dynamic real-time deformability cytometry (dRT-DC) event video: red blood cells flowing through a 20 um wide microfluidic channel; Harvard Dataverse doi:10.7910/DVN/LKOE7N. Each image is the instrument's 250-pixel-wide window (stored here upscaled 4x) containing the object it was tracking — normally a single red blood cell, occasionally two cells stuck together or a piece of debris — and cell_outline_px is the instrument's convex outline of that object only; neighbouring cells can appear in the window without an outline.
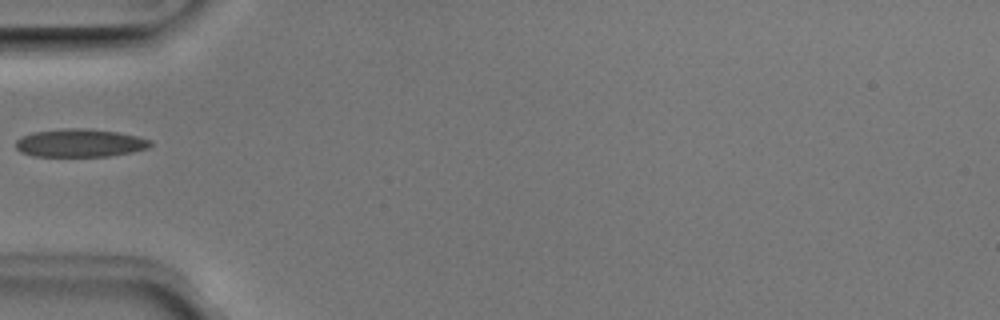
{"species": "Egyptian fruit bat (a non-hibernating species)", "species_latin": "Rousettus aegyptiacus", "temperature_condition": "room temperature", "stored_images_in_passage": 7, "camera_frame_rate_fps": 3000, "um_per_image_px": 0.085, "animal": {"sex": "male"}, "frame": {"image": 1, "passage_image": 1, "time_ms": 0.0, "image_size_px": [1000, 320], "cell_outline_px": [[152, 144], [148, 148], [132, 152], [108, 156], [32, 156], [20, 152], [16, 148], [16, 140], [20, 136], [32, 132], [64, 128], [88, 128], [116, 132], [136, 136], [152, 140]], "centroid_in_image_um": [6.76, 12.15], "position_along_channel_um": 78.2, "area_um2": 22.14}}